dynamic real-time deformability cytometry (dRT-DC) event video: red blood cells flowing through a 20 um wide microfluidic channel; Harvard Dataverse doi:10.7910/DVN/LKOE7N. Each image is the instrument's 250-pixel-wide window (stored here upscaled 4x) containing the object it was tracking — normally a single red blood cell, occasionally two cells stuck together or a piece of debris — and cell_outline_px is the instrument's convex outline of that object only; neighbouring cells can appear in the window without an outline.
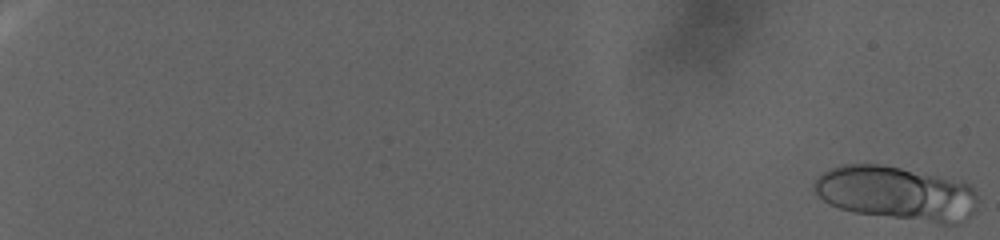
{"species": "human", "species_latin": "Homo sapiens", "temperature_condition": "warm", "stored_images_in_passage": 49, "camera_frame_rate_fps": 3000, "um_per_image_px": 0.085, "donor": {"sex": "female"}, "frame": {"image": 1, "passage_image": 2, "time_ms": 0.333, "image_size_px": [1000, 240], "cell_outline_px": [[976, 208], [964, 220], [956, 224], [936, 224], [852, 212], [828, 204], [812, 188], [812, 184], [824, 172], [832, 168], [844, 164], [880, 164], [900, 168], [936, 176], [968, 184], [976, 192]], "centroid_in_image_um": [76.18, 16.45], "position_along_channel_um": 8.8, "area_um2": 51.27}}
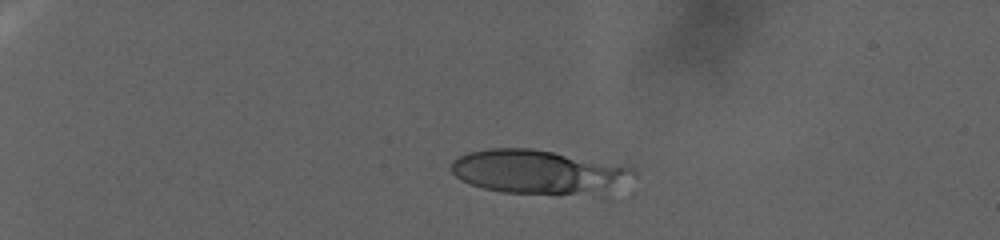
{"frame": {"image": 2, "passage_image": 37, "time_ms": 12.0, "image_size_px": [1000, 240], "cell_outline_px": [[636, 176], [572, 192], [504, 192], [484, 188], [460, 180], [452, 172], [452, 160], [468, 152], [488, 148], [532, 148], [632, 164], [636, 168]], "centroid_in_image_um": [45.62, 14.49], "position_along_channel_um": 39.4, "area_um2": 44.68}}